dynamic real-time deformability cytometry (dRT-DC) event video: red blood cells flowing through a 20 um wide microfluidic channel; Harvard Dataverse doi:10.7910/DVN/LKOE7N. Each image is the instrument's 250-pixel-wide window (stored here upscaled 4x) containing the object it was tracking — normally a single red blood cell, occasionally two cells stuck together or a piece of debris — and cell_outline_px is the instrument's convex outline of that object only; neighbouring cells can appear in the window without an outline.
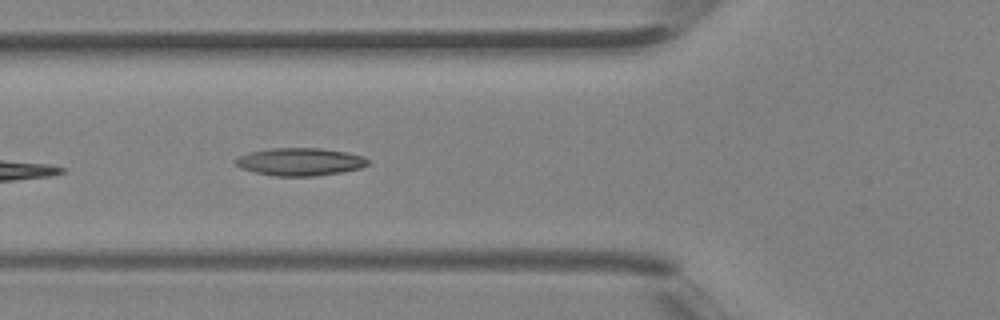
{"species": "Egyptian fruit bat (a non-hibernating species)", "species_latin": "Rousettus aegyptiacus", "temperature_condition": "room temperature", "stored_images_in_passage": 14, "camera_frame_rate_fps": 3000, "um_per_image_px": 0.085, "animal": {"sex": "female"}, "frame": {"image": 1, "passage_image": 5, "time_ms": 1.333, "image_size_px": [1000, 320], "cell_outline_px": [[368, 164], [360, 168], [340, 172], [316, 176], [276, 176], [256, 172], [240, 168], [232, 160], [236, 156], [248, 152], [272, 148], [320, 148], [348, 152], [364, 156], [368, 160]], "centroid_in_image_um": [25.46, 13.74], "position_along_channel_um": 100.3, "area_um2": 21.5}}